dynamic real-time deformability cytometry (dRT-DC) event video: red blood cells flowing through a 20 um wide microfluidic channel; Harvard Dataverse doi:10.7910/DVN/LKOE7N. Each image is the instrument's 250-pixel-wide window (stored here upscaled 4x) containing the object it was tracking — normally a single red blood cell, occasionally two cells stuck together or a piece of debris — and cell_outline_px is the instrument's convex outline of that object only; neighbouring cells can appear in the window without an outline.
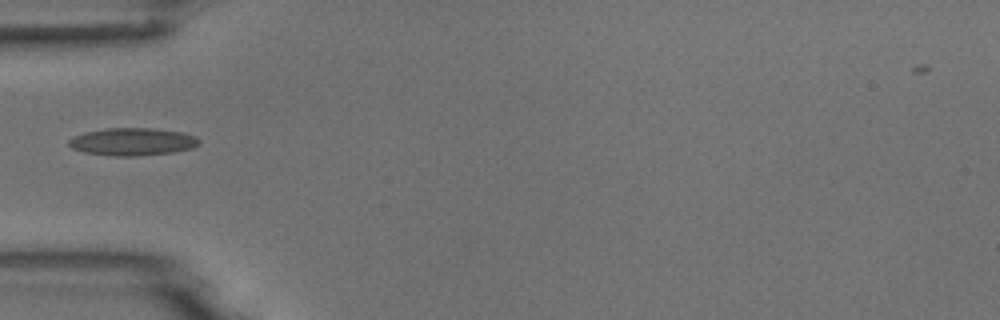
{"species": "common noctule bat (a hibernating species)", "species_latin": "Nyctalus noctula", "temperature_condition": "room temperature", "stored_images_in_passage": 5, "camera_frame_rate_fps": 3000, "um_per_image_px": 0.085, "animal": {"sex": "male", "body_mass_g": 18.8}, "frame": {"image": 1, "passage_image": 4, "time_ms": 4.333, "image_size_px": [1000, 320], "cell_outline_px": [[200, 144], [192, 148], [172, 152], [136, 156], [112, 156], [84, 152], [72, 148], [68, 144], [68, 140], [72, 136], [88, 132], [108, 128], [152, 128], [180, 132], [196, 136], [200, 140]], "centroid_in_image_um": [11.26, 12.05], "position_along_channel_um": 73.7, "area_um2": 20.87}}